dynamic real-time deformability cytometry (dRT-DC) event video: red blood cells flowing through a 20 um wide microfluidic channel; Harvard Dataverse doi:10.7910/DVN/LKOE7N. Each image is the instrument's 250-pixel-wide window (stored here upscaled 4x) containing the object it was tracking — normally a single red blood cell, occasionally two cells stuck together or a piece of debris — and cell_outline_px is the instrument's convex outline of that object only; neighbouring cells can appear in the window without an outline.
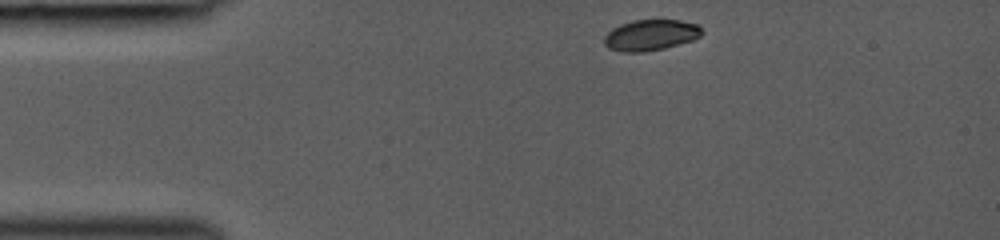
{"species": "common noctule bat (a hibernating species)", "species_latin": "Nyctalus noctula", "temperature_condition": "room temperature", "stored_images_in_passage": 34, "camera_frame_rate_fps": 3000, "um_per_image_px": 0.085, "animal": {"sex": "female", "body_mass_g": 19.0, "forearm_length_mm": 53.3}, "frame": {"image": 1, "passage_image": 1, "time_ms": 0.0, "image_size_px": [1000, 240], "cell_outline_px": [[704, 32], [700, 36], [692, 40], [664, 48], [644, 52], [624, 52], [608, 48], [604, 44], [604, 36], [612, 28], [620, 24], [632, 20], [680, 20], [696, 24]], "centroid_in_image_um": [55.28, 2.98], "position_along_channel_um": 29.7, "area_um2": 17.57}}
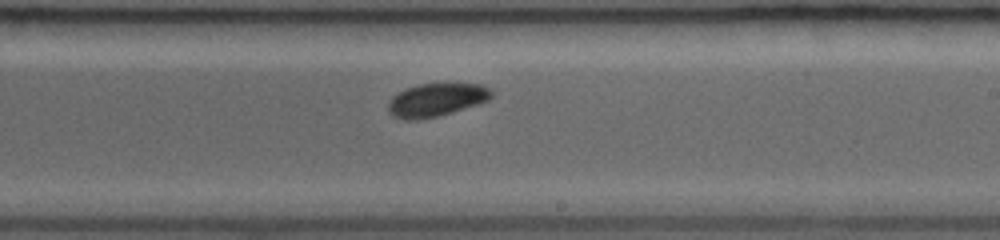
{"frame": {"image": 2, "passage_image": 20, "time_ms": 6.333, "image_size_px": [1000, 240], "cell_outline_px": [[492, 96], [488, 100], [452, 112], [420, 120], [404, 120], [392, 116], [388, 112], [388, 100], [392, 96], [404, 88], [420, 84], [480, 84], [488, 88], [492, 92]], "centroid_in_image_um": [37.01, 8.5], "position_along_channel_um": 252.0, "area_um2": 19.88}}
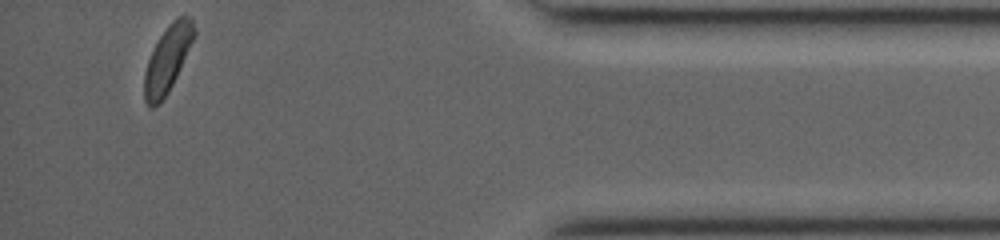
{"frame": {"image": 3, "passage_image": 34, "time_ms": 11.0, "image_size_px": [1000, 240], "cell_outline_px": [[196, 32], [176, 76], [168, 92], [160, 104], [152, 108], [148, 108], [144, 100], [144, 72], [148, 60], [160, 36], [168, 24], [176, 16], [184, 12], [192, 16], [196, 28]], "centroid_in_image_um": [14.25, 4.97], "position_along_channel_um": 421.0, "area_um2": 19.36}}